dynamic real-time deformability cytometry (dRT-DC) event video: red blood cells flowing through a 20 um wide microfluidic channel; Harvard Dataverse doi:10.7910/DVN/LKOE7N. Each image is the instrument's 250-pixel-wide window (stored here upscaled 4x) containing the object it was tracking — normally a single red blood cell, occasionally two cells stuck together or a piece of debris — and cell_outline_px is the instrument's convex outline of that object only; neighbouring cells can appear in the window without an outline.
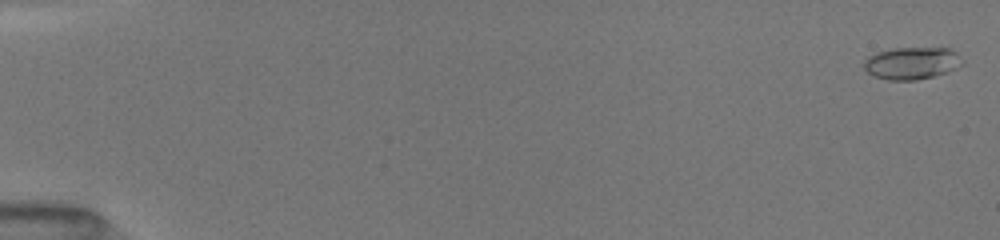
{"species": "common noctule bat (a hibernating species)", "species_latin": "Nyctalus noctula", "temperature_condition": "room temperature", "stored_images_in_passage": 51, "camera_frame_rate_fps": 3000, "um_per_image_px": 0.085, "animal": {"sex": "female", "body_mass_g": 19.5, "forearm_length_mm": 54.1}, "frame": {"image": 1, "passage_image": 1, "time_ms": 0.0, "image_size_px": [1000, 240], "cell_outline_px": [[964, 64], [948, 72], [916, 80], [888, 80], [872, 76], [864, 68], [864, 60], [868, 56], [876, 52], [892, 48], [948, 48], [956, 52], [964, 60]], "centroid_in_image_um": [77.5, 5.36], "position_along_channel_um": 7.5, "area_um2": 18.67}}
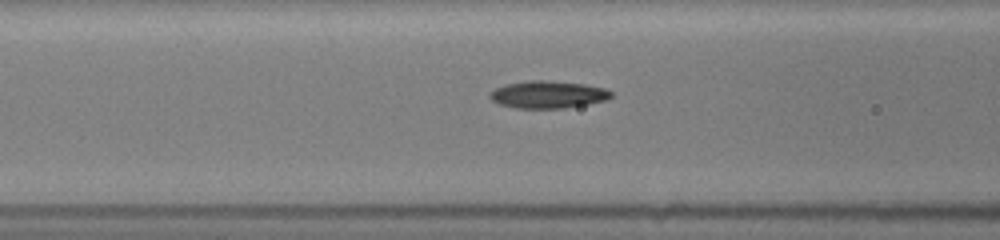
{"frame": {"image": 2, "passage_image": 22, "time_ms": 7.0, "image_size_px": [1000, 240], "cell_outline_px": [[612, 96], [608, 100], [588, 104], [564, 108], [516, 108], [500, 104], [492, 100], [488, 96], [496, 88], [504, 84], [528, 80], [544, 80], [584, 84], [604, 88], [612, 92]], "centroid_in_image_um": [46.59, 8.03], "position_along_channel_um": 120.0, "area_um2": 19.31}}
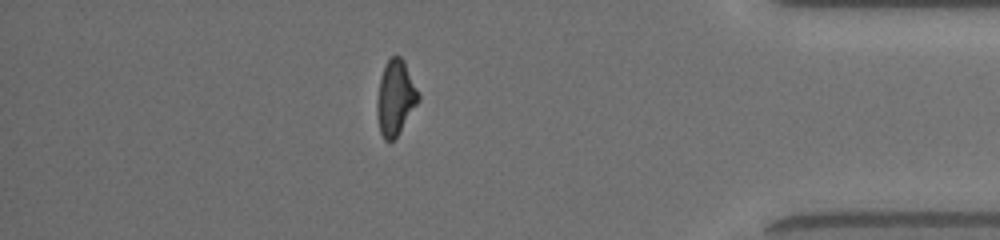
{"frame": {"image": 3, "passage_image": 45, "time_ms": 14.667, "image_size_px": [1000, 240], "cell_outline_px": [[420, 100], [396, 136], [392, 140], [384, 140], [380, 132], [376, 116], [376, 100], [380, 80], [384, 68], [388, 60], [392, 56], [400, 56], [404, 60], [420, 96]], "centroid_in_image_um": [33.6, 8.31], "position_along_channel_um": 401.6, "area_um2": 17.86}, "authors_computed_cell_mechanics": {"area_um2": 18.2648, "velocity_mm_per_s": 4.0712, "shape_relaxation_time_tau1_ms": 6.4844, "shape_relaxation_time_tau2_ms": 2.9569, "deformation_change_tau1": 0.2026, "deformation_change_tau2": 0.1088}}